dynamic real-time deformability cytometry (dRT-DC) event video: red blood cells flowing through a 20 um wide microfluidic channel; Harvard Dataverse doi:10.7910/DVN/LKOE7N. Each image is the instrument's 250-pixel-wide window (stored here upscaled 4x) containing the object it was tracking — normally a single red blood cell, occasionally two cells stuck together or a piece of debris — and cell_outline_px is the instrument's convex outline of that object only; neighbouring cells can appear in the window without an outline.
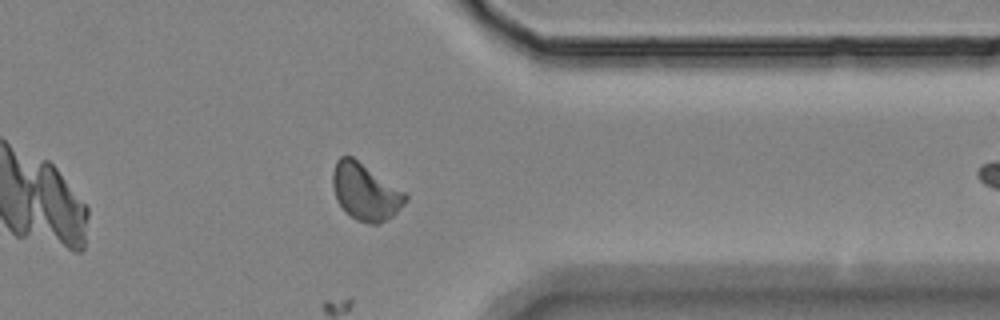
{"species": "Egyptian fruit bat (a non-hibernating species)", "species_latin": "Rousettus aegyptiacus", "temperature_condition": "room temperature", "stored_images_in_passage": 44, "camera_frame_rate_fps": 3000, "um_per_image_px": 0.085, "animal": {"sex": "female"}, "frame": {"image": 1, "passage_image": 43, "time_ms": 14.0, "image_size_px": [1000, 320], "cell_outline_px": [[408, 200], [392, 216], [380, 224], [368, 224], [356, 220], [336, 200], [332, 184], [332, 172], [336, 160], [340, 156], [352, 156], [408, 192]], "centroid_in_image_um": [31.09, 16.28], "position_along_channel_um": 380.3, "area_um2": 24.39}}